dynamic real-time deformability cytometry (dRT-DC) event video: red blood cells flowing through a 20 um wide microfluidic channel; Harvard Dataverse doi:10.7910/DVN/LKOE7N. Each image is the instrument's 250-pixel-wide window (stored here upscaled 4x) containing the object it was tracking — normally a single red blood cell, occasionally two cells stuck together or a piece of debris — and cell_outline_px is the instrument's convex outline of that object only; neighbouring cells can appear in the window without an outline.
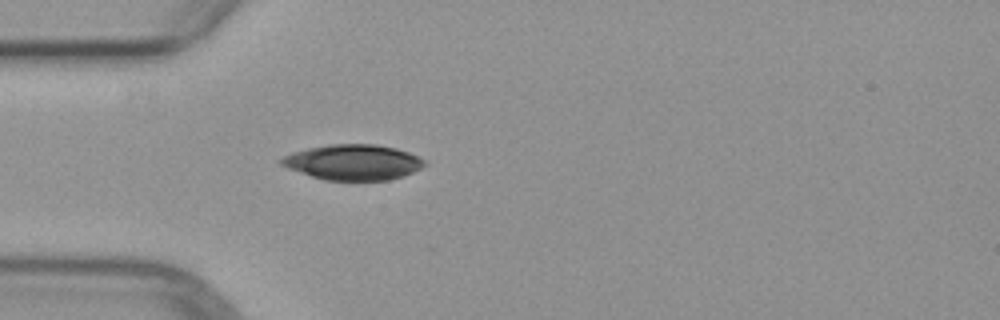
{"species": "common noctule bat (a hibernating species)", "species_latin": "Nyctalus noctula", "temperature_condition": "warm", "stored_images_in_passage": 1, "camera_frame_rate_fps": 3000, "um_per_image_px": 0.085, "animal": {"sex": "female", "body_mass_g": 29.2, "forearm_length_mm": 56.3}, "frame": {"image": 1, "passage_image": 1, "time_ms": 0.0, "image_size_px": [1000, 320], "cell_outline_px": [[428, 164], [404, 176], [388, 180], [324, 180], [288, 168], [280, 164], [276, 160], [292, 152], [308, 148], [328, 144], [376, 144], [396, 148], [408, 152], [424, 160]], "centroid_in_image_um": [30.0, 13.78], "position_along_channel_um": 55.0, "area_um2": 29.59}}